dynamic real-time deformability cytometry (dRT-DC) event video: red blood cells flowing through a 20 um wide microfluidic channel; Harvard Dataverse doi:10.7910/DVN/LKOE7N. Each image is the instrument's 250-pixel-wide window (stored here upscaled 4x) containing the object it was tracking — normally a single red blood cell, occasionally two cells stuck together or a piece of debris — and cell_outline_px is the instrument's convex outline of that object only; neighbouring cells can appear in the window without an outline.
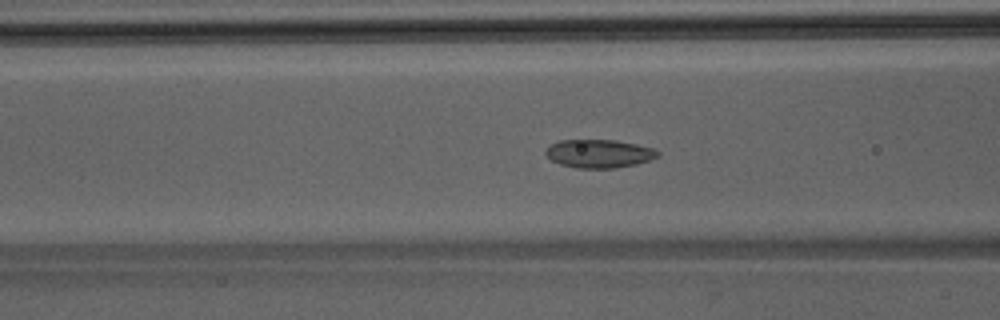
{"species": "Egyptian fruit bat (a non-hibernating species)", "species_latin": "Rousettus aegyptiacus", "temperature_condition": "room temperature", "stored_images_in_passage": 49, "camera_frame_rate_fps": 3000, "um_per_image_px": 0.085, "animal": {"sex": "male"}, "frame": {"image": 1, "passage_image": 20, "time_ms": 6.333, "image_size_px": [1000, 320], "cell_outline_px": [[660, 156], [636, 164], [616, 168], [576, 168], [560, 164], [552, 160], [544, 152], [552, 144], [560, 140], [616, 140], [656, 148], [660, 152]], "centroid_in_image_um": [50.96, 13.06], "position_along_channel_um": 115.6, "area_um2": 18.5}}
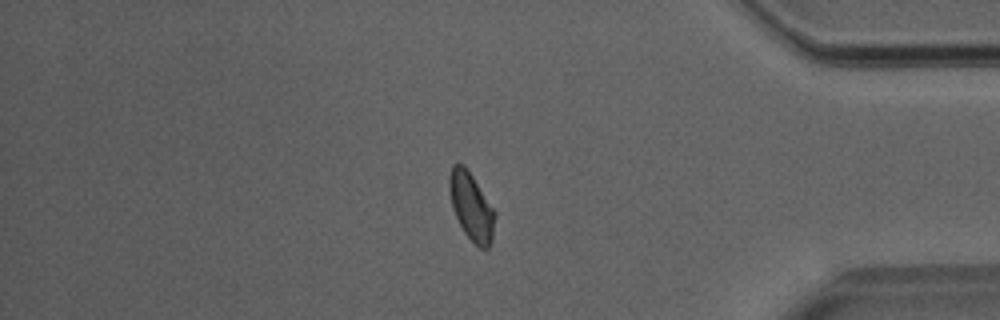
{"frame": {"image": 2, "passage_image": 42, "time_ms": 13.667, "image_size_px": [1000, 320], "cell_outline_px": [[496, 216], [492, 240], [488, 248], [480, 248], [464, 232], [452, 208], [448, 188], [448, 176], [452, 164], [464, 164], [496, 212]], "centroid_in_image_um": [40.05, 17.53], "position_along_channel_um": 395.1, "area_um2": 17.92}}
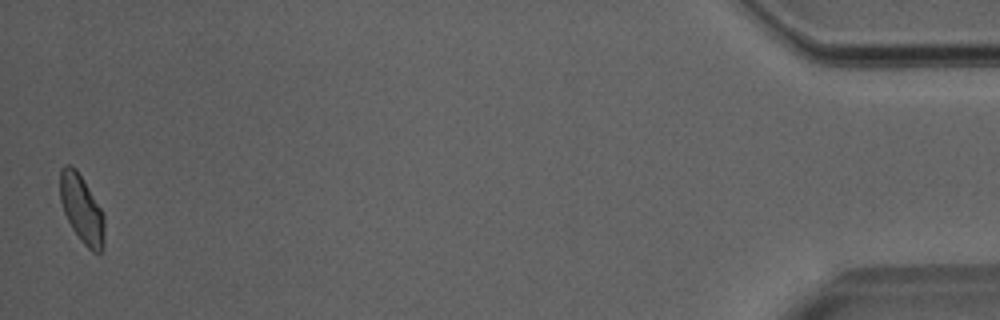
{"frame": {"image": 3, "passage_image": 49, "time_ms": 16.0, "image_size_px": [1000, 320], "cell_outline_px": [[104, 244], [100, 252], [92, 252], [80, 240], [72, 228], [64, 212], [60, 200], [60, 168], [64, 164], [72, 164], [76, 168], [100, 208], [104, 216]], "centroid_in_image_um": [6.93, 17.75], "position_along_channel_um": 428.3, "area_um2": 17.46}}